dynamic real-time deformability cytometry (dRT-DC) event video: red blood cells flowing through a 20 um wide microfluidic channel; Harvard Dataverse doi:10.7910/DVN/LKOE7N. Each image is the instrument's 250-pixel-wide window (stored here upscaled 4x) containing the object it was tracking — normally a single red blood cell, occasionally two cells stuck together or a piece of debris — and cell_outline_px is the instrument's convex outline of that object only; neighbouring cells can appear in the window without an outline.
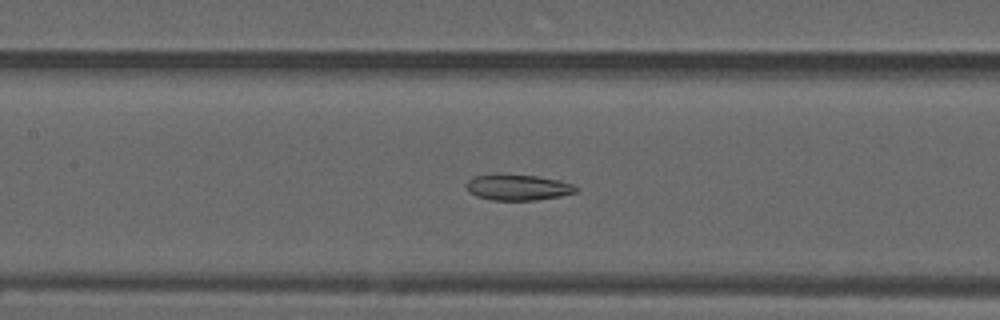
{"species": "common noctule bat (a hibernating species)", "species_latin": "Nyctalus noctula", "temperature_condition": "warm", "stored_images_in_passage": 54, "camera_frame_rate_fps": 3000, "um_per_image_px": 0.085, "animal": {"sex": "male", "forearm_length_mm": 52.5}, "frame": {"image": 1, "passage_image": 25, "time_ms": 8.0, "image_size_px": [1000, 320], "cell_outline_px": [[580, 188], [576, 192], [560, 196], [536, 200], [492, 200], [476, 196], [468, 192], [464, 184], [472, 176], [536, 176], [556, 180], [572, 184]], "centroid_in_image_um": [44.01, 15.96], "position_along_channel_um": 163.4, "area_um2": 16.07}}
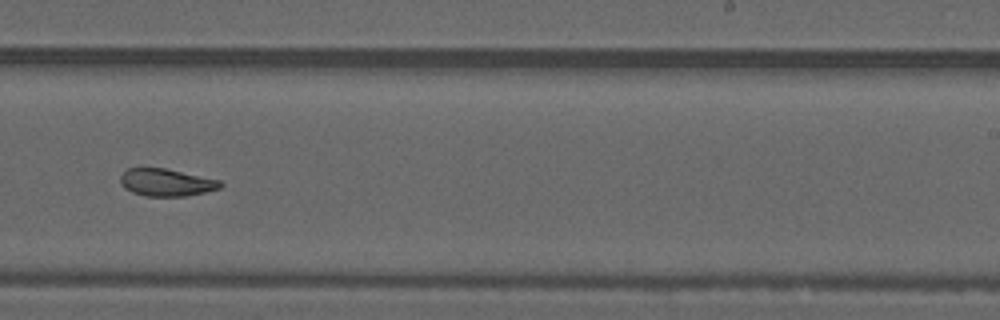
{"frame": {"image": 2, "passage_image": 34, "time_ms": 11.0, "image_size_px": [1000, 320], "cell_outline_px": [[224, 184], [220, 188], [204, 192], [184, 196], [144, 196], [132, 192], [124, 188], [120, 184], [120, 176], [128, 168], [164, 168], [220, 180]], "centroid_in_image_um": [14.12, 15.51], "position_along_channel_um": 274.9, "area_um2": 15.9}}
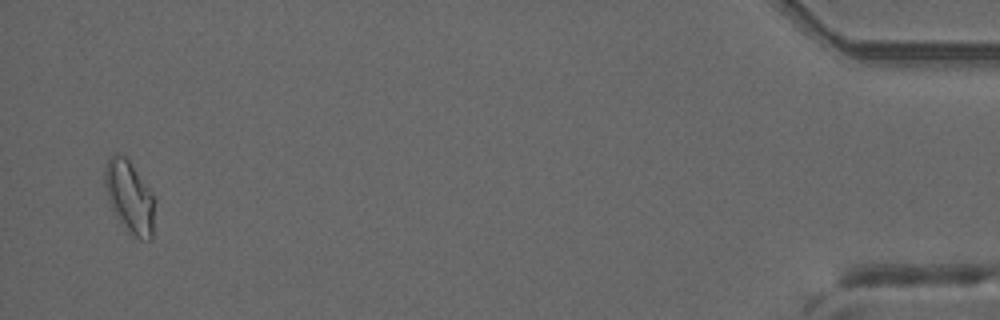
{"frame": {"image": 3, "passage_image": 53, "time_ms": 17.333, "image_size_px": [1000, 320], "cell_outline_px": [[152, 240], [140, 240], [116, 216], [108, 200], [104, 184], [104, 168], [108, 160], [116, 152], [124, 156], [128, 160], [148, 188], [152, 196]], "centroid_in_image_um": [10.96, 16.7], "position_along_channel_um": 424.2, "area_um2": 20.0}, "authors_computed_cell_mechanics": {"area_um2": 17.3111, "velocity_mm_per_s": 3.732, "shape_relaxation_time_tau1_ms": null, "shape_relaxation_time_tau2_ms": 3.4418, "deformation_change_tau1": null, "deformation_change_tau2": 0.1081}}